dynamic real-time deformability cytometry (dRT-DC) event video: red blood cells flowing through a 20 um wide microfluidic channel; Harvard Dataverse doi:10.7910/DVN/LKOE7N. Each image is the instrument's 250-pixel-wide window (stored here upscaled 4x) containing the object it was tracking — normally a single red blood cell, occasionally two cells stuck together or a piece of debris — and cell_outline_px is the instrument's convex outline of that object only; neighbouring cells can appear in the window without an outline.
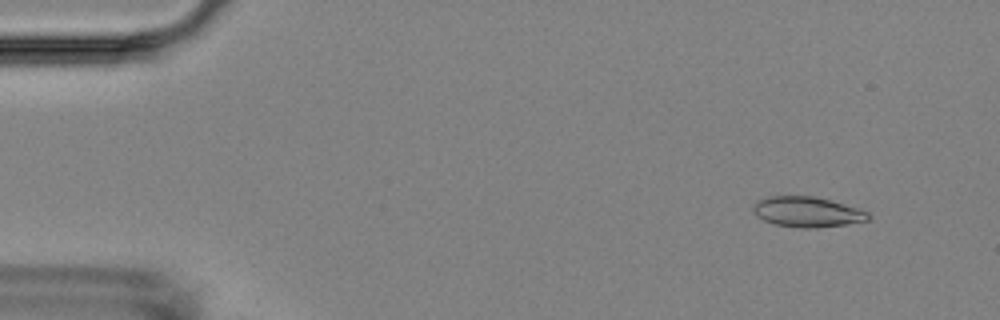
{"species": "Egyptian fruit bat (a non-hibernating species)", "species_latin": "Rousettus aegyptiacus", "temperature_condition": "room temperature", "stored_images_in_passage": 6, "camera_frame_rate_fps": 3000, "um_per_image_px": 0.085, "animal": {"sex": "female"}, "frame": {"image": 1, "passage_image": 2, "time_ms": 1.333, "image_size_px": [1000, 320], "cell_outline_px": [[872, 216], [868, 220], [844, 224], [816, 228], [800, 228], [776, 224], [764, 220], [756, 216], [752, 212], [752, 208], [760, 200], [768, 196], [816, 196], [832, 200], [868, 212]], "centroid_in_image_um": [68.61, 18.01], "position_along_channel_um": 16.4, "area_um2": 20.23}}